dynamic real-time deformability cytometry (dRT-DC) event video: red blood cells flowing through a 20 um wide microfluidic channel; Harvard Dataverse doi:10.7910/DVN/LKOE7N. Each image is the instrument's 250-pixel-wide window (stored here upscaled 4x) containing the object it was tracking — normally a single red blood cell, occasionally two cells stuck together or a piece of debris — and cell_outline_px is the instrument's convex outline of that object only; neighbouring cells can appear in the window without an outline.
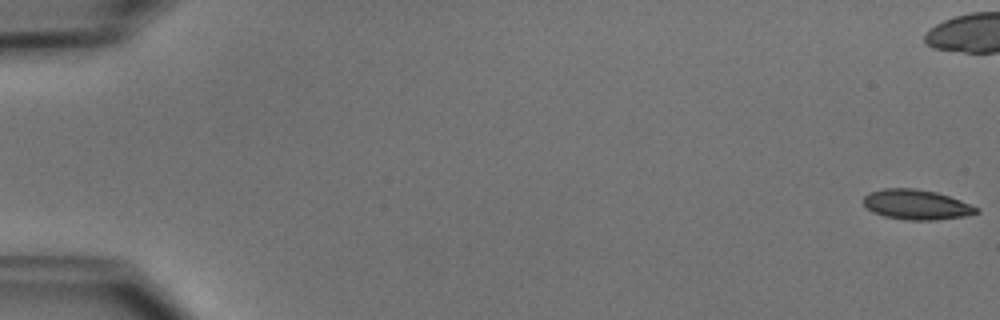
{"species": "common noctule bat (a hibernating species)", "species_latin": "Nyctalus noctula", "temperature_condition": "cold", "stored_images_in_passage": 53, "camera_frame_rate_fps": 3000, "um_per_image_px": 0.085, "animal": {"sex": "male", "body_mass_g": 15.6}, "frame": {"image": 1, "passage_image": 1, "time_ms": 0.0, "image_size_px": [1000, 320], "cell_outline_px": [[980, 212], [964, 216], [936, 220], [908, 220], [884, 216], [872, 212], [864, 204], [864, 196], [868, 192], [884, 188], [916, 188], [936, 192], [960, 200], [980, 208]], "centroid_in_image_um": [77.9, 17.39], "position_along_channel_um": 7.1, "area_um2": 19.77}}
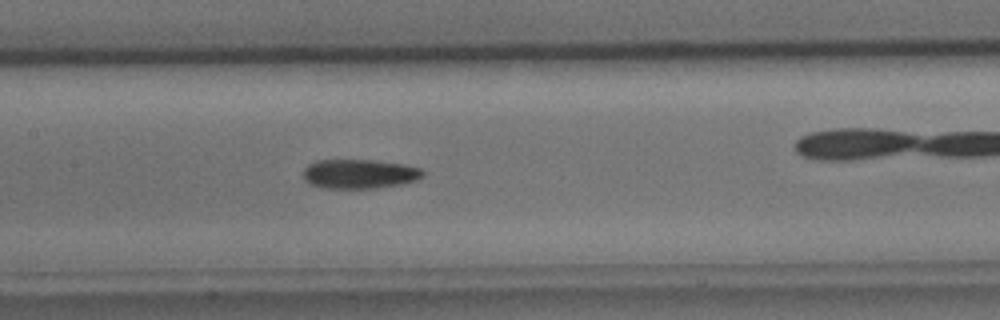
{"frame": {"image": 2, "passage_image": 26, "time_ms": 8.333, "image_size_px": [1000, 320], "cell_outline_px": [[424, 176], [416, 180], [404, 184], [376, 188], [324, 188], [312, 184], [304, 180], [304, 168], [308, 164], [316, 160], [372, 160], [404, 164], [424, 168]], "centroid_in_image_um": [30.6, 14.78], "position_along_channel_um": 176.8, "area_um2": 20.63}}
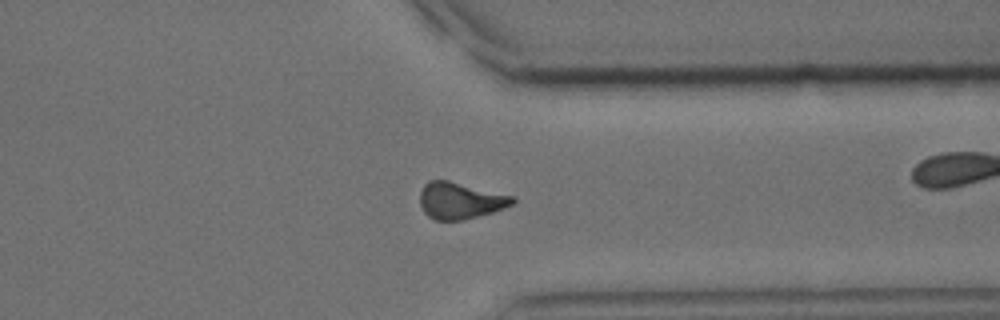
{"frame": {"image": 3, "passage_image": 41, "time_ms": 13.333, "image_size_px": [1000, 320], "cell_outline_px": [[516, 200], [512, 204], [504, 208], [492, 212], [460, 220], [436, 220], [428, 216], [424, 212], [420, 204], [420, 192], [424, 184], [428, 180], [448, 180], [516, 196]], "centroid_in_image_um": [39.12, 17.03], "position_along_channel_um": 372.3, "area_um2": 19.77}, "authors_computed_cell_mechanics": {"area_um2": 19.9988, "velocity_mm_per_s": 3.9273, "shape_relaxation_time_tau1_ms": 4.8004, "shape_relaxation_time_tau2_ms": 10.6835, "deformation_change_tau1": 0.1396, "deformation_change_tau2": 0.1922}}